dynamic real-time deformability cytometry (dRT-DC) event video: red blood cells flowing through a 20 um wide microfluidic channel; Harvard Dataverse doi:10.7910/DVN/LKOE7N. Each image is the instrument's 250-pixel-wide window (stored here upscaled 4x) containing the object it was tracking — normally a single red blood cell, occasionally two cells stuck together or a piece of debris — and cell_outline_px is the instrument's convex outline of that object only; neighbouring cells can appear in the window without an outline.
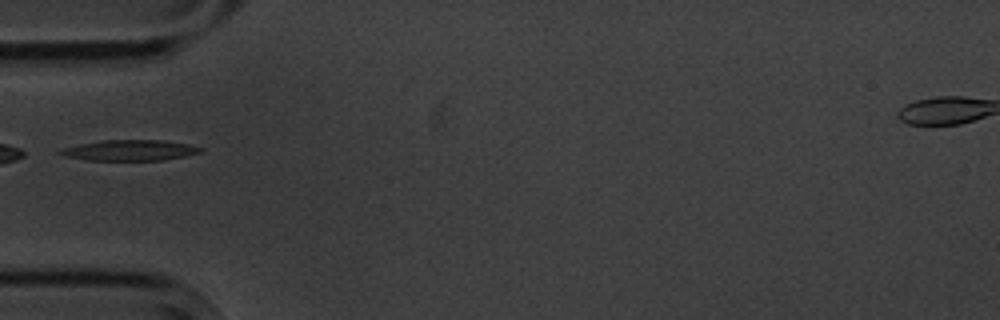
{"species": "common noctule bat (a hibernating species)", "species_latin": "Nyctalus noctula", "temperature_condition": "cold", "stored_images_in_passage": 10, "segment_of_instrument_passage": [2, 2], "camera_frame_rate_fps": 3000, "um_per_image_px": 0.085, "animal": {"sex": "male", "body_mass_g": 20.1, "forearm_length_mm": 53.5}, "frame": {"image": 1, "passage_image": 5, "time_ms": 4.667, "image_size_px": [1000, 320], "cell_outline_px": [[204, 148], [200, 152], [184, 156], [164, 160], [88, 160], [64, 156], [56, 152], [64, 148], [80, 144], [104, 140], [164, 140], [188, 144]], "centroid_in_image_um": [11.04, 12.77], "position_along_channel_um": 74.0, "area_um2": 16.76}}
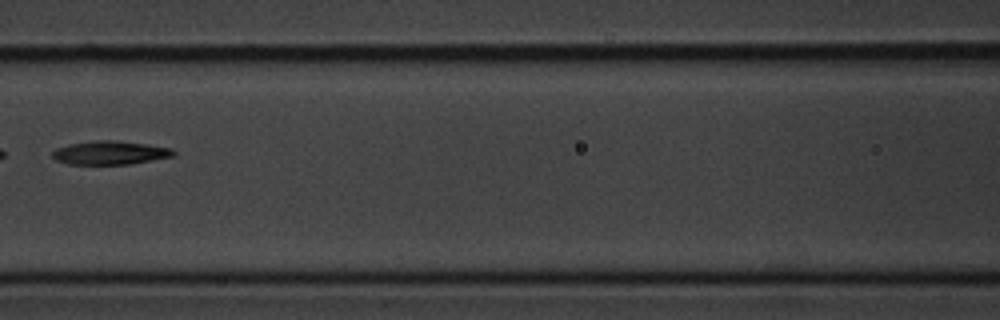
{"frame": {"image": 2, "passage_image": 7, "time_ms": 7.0, "image_size_px": [1000, 320], "cell_outline_px": [[176, 156], [128, 164], [68, 164], [56, 160], [52, 156], [52, 152], [56, 148], [68, 144], [96, 140], [116, 140], [172, 148], [176, 152]], "centroid_in_image_um": [9.36, 12.98], "position_along_channel_um": 157.2, "area_um2": 16.65}}
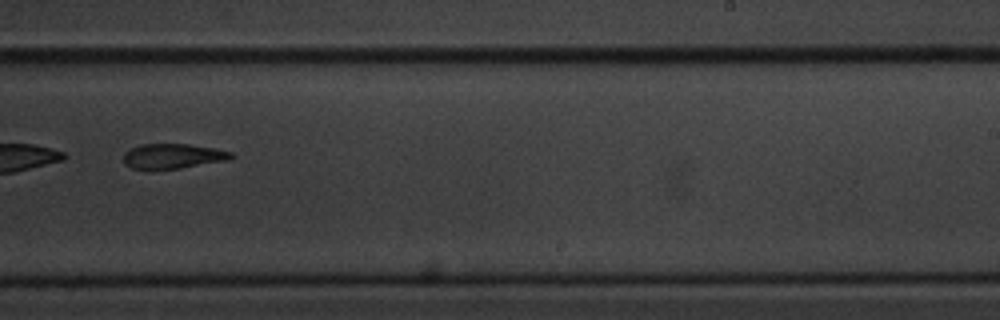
{"frame": {"image": 3, "passage_image": 10, "time_ms": 10.333, "image_size_px": [1000, 320], "cell_outline_px": [[236, 156], [228, 160], [180, 168], [152, 172], [132, 168], [124, 164], [124, 152], [140, 144], [188, 144], [212, 148], [232, 152]], "centroid_in_image_um": [14.64, 13.31], "position_along_channel_um": 274.4, "area_um2": 16.07}}